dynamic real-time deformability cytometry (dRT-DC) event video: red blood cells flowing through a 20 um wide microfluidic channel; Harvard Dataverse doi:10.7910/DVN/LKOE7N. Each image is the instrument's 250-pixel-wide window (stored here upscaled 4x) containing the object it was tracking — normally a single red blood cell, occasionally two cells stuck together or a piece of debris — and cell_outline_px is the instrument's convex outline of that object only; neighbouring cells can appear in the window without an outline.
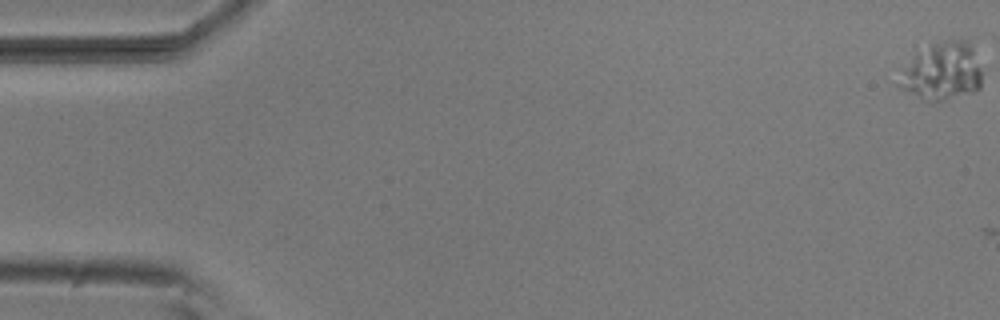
{"species": "common noctule bat (a hibernating species)", "species_latin": "Nyctalus noctula", "temperature_condition": "room temperature", "stored_images_in_passage": 3, "camera_frame_rate_fps": 3000, "um_per_image_px": 0.085, "animal": {"sex": "male", "body_mass_g": 20.5, "forearm_length_mm": 52.5}, "frame": {"image": 1, "passage_image": 1, "time_ms": 0.0, "image_size_px": [1000, 320], "cell_outline_px": [[980, 88], [972, 92], [944, 100], [924, 100], [896, 84], [900, 68], [916, 52], [932, 44], [944, 40], [968, 36], [972, 36], [980, 68]], "centroid_in_image_um": [80.09, 5.98], "position_along_channel_um": 4.9, "area_um2": 28.73}}